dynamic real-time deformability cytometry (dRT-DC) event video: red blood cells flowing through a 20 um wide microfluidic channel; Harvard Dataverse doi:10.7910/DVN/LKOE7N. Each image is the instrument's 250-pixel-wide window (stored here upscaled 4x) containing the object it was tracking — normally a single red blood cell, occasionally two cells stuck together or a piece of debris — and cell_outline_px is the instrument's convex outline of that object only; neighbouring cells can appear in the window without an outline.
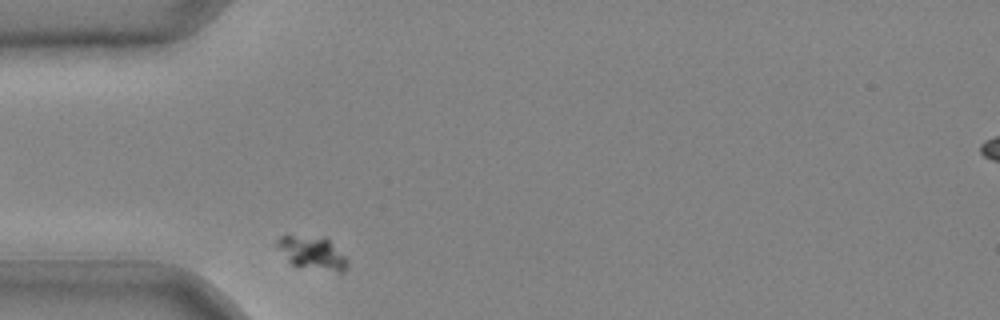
{"species": "common noctule bat (a hibernating species)", "species_latin": "Nyctalus noctula", "temperature_condition": "cold", "stored_images_in_passage": 35, "camera_frame_rate_fps": 3000, "um_per_image_px": 0.085, "animal": {"sex": "male", "body_mass_g": 20.4}, "frame": {"image": 1, "passage_image": 1, "time_ms": 0.0, "image_size_px": [1000, 320], "cell_outline_px": [[348, 264], [344, 272], [340, 272], [292, 264], [288, 260], [276, 244], [276, 240], [280, 236], [324, 236], [348, 260]], "centroid_in_image_um": [26.55, 21.47], "position_along_channel_um": 58.4, "area_um2": 13.06}}
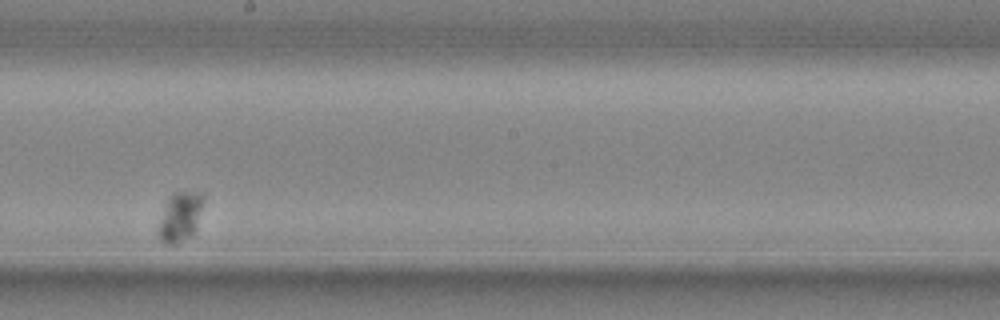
{"frame": {"image": 2, "passage_image": 15, "time_ms": 4.667, "image_size_px": [1000, 320], "cell_outline_px": [[204, 200], [196, 228], [192, 236], [176, 244], [164, 244], [160, 236], [160, 224], [168, 200], [172, 192], [204, 192]], "centroid_in_image_um": [15.38, 18.41], "position_along_channel_um": 232.8, "area_um2": 12.6}}
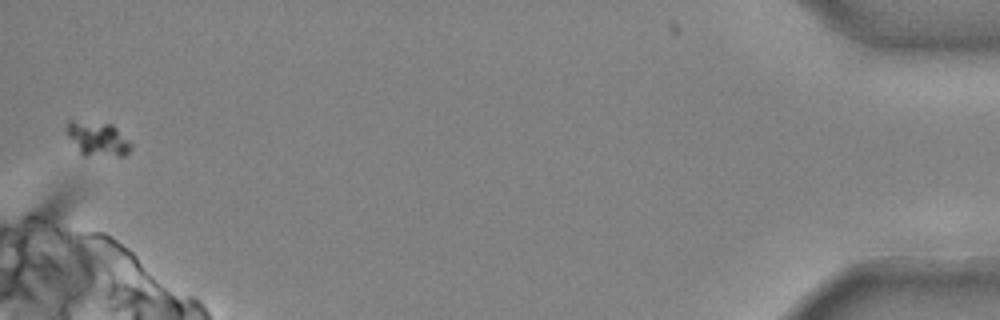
{"frame": {"image": 3, "passage_image": 35, "time_ms": 11.333, "image_size_px": [1000, 320], "cell_outline_px": [[132, 148], [124, 156], [84, 156], [80, 152], [68, 136], [68, 120], [72, 120], [112, 124], [132, 144]], "centroid_in_image_um": [8.33, 11.82], "position_along_channel_um": 426.9, "area_um2": 12.72}}